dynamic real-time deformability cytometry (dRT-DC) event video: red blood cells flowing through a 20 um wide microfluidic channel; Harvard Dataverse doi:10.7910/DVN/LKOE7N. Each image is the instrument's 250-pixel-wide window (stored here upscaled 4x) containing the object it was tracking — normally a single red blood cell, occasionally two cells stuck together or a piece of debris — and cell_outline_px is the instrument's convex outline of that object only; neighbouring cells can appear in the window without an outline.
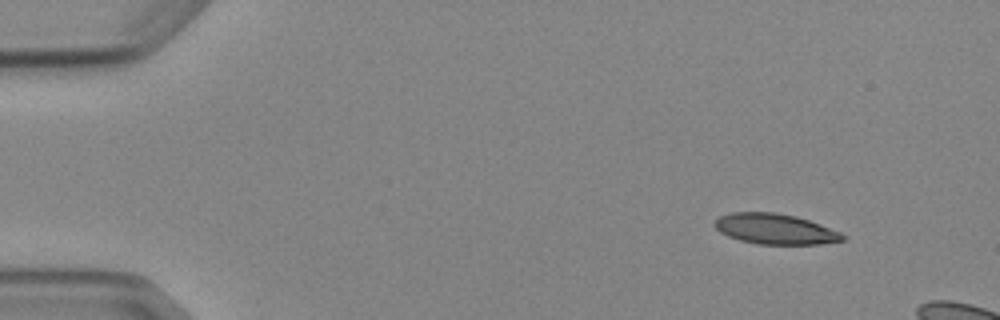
{"species": "Egyptian fruit bat (a non-hibernating species)", "species_latin": "Rousettus aegyptiacus", "temperature_condition": "cold", "stored_images_in_passage": 4, "camera_frame_rate_fps": 3000, "um_per_image_px": 0.085, "animal": {"sex": "female"}, "frame": {"image": 1, "passage_image": 1, "time_ms": 0.0, "image_size_px": [1000, 320], "cell_outline_px": [[848, 236], [844, 240], [820, 244], [756, 244], [740, 240], [728, 236], [720, 232], [716, 228], [716, 220], [720, 216], [732, 212], [776, 212], [796, 216], [820, 224], [840, 232]], "centroid_in_image_um": [65.91, 19.46], "position_along_channel_um": 19.1, "area_um2": 22.66}}